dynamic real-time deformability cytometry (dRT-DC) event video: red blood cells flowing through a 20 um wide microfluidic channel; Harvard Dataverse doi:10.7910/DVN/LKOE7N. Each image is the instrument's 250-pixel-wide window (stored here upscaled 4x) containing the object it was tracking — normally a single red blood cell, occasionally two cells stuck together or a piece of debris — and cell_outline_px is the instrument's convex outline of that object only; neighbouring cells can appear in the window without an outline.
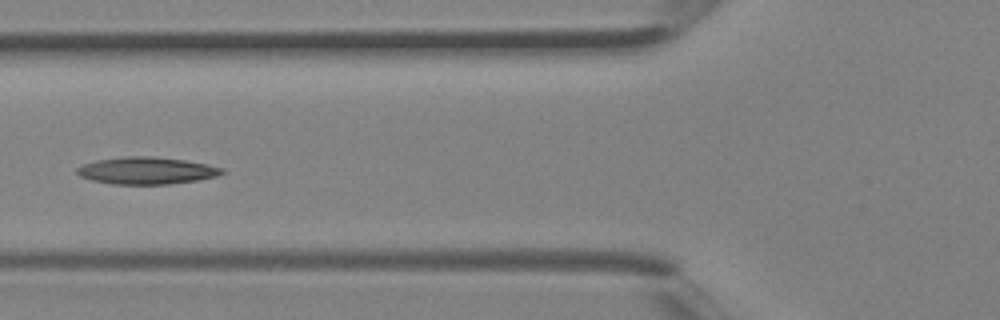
{"species": "Egyptian fruit bat (a non-hibernating species)", "species_latin": "Rousettus aegyptiacus", "temperature_condition": "room temperature", "stored_images_in_passage": 6, "segment_of_instrument_passage": [1, 2], "camera_frame_rate_fps": 3000, "um_per_image_px": 0.085, "animal": {"sex": "female"}, "frame": {"image": 1, "passage_image": 5, "time_ms": 1.333, "image_size_px": [1000, 320], "cell_outline_px": [[224, 172], [216, 176], [196, 180], [168, 184], [112, 184], [92, 180], [80, 176], [76, 172], [76, 168], [84, 164], [96, 160], [124, 156], [152, 156], [184, 160], [208, 164], [224, 168]], "centroid_in_image_um": [12.44, 14.49], "position_along_channel_um": 113.4, "area_um2": 22.83}}